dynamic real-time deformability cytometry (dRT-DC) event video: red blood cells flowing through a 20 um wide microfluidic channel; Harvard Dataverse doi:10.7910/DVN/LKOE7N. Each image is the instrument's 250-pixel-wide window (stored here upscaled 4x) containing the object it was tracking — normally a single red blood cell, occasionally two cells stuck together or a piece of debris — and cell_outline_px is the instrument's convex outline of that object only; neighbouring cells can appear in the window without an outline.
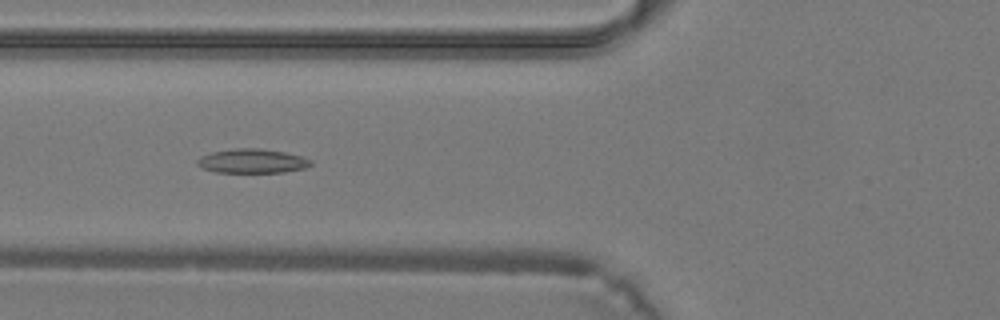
{"species": "common noctule bat (a hibernating species)", "species_latin": "Nyctalus noctula", "temperature_condition": "warm", "stored_images_in_passage": 28, "camera_frame_rate_fps": 3000, "um_per_image_px": 0.085, "animal": {"sex": "male", "body_mass_g": 19.2, "forearm_length_mm": 51.8}, "frame": {"image": 1, "passage_image": 4, "time_ms": 1.0, "image_size_px": [1000, 320], "cell_outline_px": [[312, 164], [304, 168], [284, 172], [216, 172], [204, 168], [196, 164], [196, 160], [200, 156], [212, 152], [236, 148], [260, 148], [284, 152], [300, 156], [312, 160]], "centroid_in_image_um": [21.42, 13.68], "position_along_channel_um": 104.4, "area_um2": 15.9}}
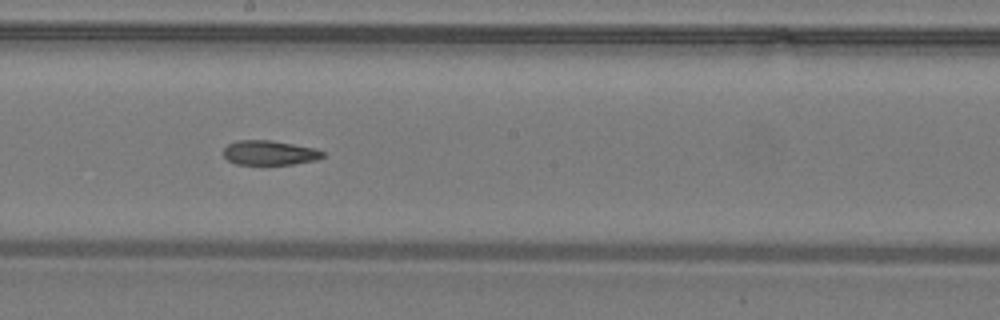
{"frame": {"image": 2, "passage_image": 11, "time_ms": 3.333, "image_size_px": [1000, 320], "cell_outline_px": [[324, 156], [316, 160], [292, 164], [236, 164], [228, 160], [224, 156], [224, 148], [228, 144], [236, 140], [272, 140], [316, 148], [324, 152]], "centroid_in_image_um": [22.92, 12.97], "position_along_channel_um": 225.3, "area_um2": 14.22}}
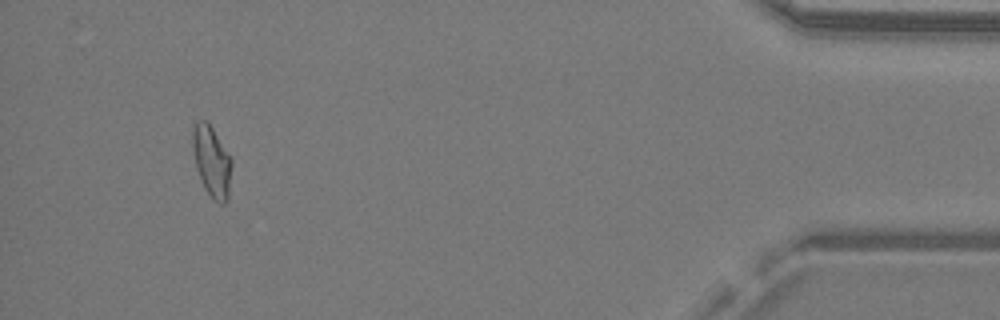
{"frame": {"image": 3, "passage_image": 26, "time_ms": 8.333, "image_size_px": [1000, 320], "cell_outline_px": [[232, 168], [228, 200], [224, 204], [220, 204], [212, 200], [204, 188], [196, 168], [192, 152], [192, 124], [196, 120], [208, 120], [232, 160]], "centroid_in_image_um": [17.98, 13.71], "position_along_channel_um": 417.2, "area_um2": 16.65}}